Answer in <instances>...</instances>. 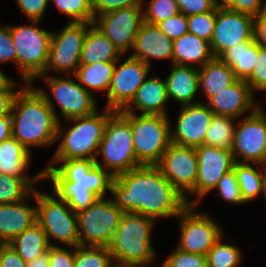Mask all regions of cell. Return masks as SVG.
<instances>
[{"mask_svg":"<svg viewBox=\"0 0 266 267\" xmlns=\"http://www.w3.org/2000/svg\"><path fill=\"white\" fill-rule=\"evenodd\" d=\"M110 192L119 209L152 219L177 218L189 205L155 165L141 166L114 177Z\"/></svg>","mask_w":266,"mask_h":267,"instance_id":"1","label":"cell"},{"mask_svg":"<svg viewBox=\"0 0 266 267\" xmlns=\"http://www.w3.org/2000/svg\"><path fill=\"white\" fill-rule=\"evenodd\" d=\"M61 166L55 167V163ZM44 169V178L51 179L53 193L65 200L70 208L78 213L87 209L106 191H111L114 177L109 171L89 159L53 160Z\"/></svg>","mask_w":266,"mask_h":267,"instance_id":"2","label":"cell"},{"mask_svg":"<svg viewBox=\"0 0 266 267\" xmlns=\"http://www.w3.org/2000/svg\"><path fill=\"white\" fill-rule=\"evenodd\" d=\"M26 84L15 97L11 121L12 136L27 150L30 146H50L57 141L59 118L46 92Z\"/></svg>","mask_w":266,"mask_h":267,"instance_id":"3","label":"cell"},{"mask_svg":"<svg viewBox=\"0 0 266 267\" xmlns=\"http://www.w3.org/2000/svg\"><path fill=\"white\" fill-rule=\"evenodd\" d=\"M153 223L152 218L124 212L108 246L113 260L142 267L153 261L156 256L150 240Z\"/></svg>","mask_w":266,"mask_h":267,"instance_id":"4","label":"cell"},{"mask_svg":"<svg viewBox=\"0 0 266 267\" xmlns=\"http://www.w3.org/2000/svg\"><path fill=\"white\" fill-rule=\"evenodd\" d=\"M98 154L102 155L104 163L96 160V165L104 170L110 169L113 177L143 166L133 147L131 113L115 111L108 118Z\"/></svg>","mask_w":266,"mask_h":267,"instance_id":"5","label":"cell"},{"mask_svg":"<svg viewBox=\"0 0 266 267\" xmlns=\"http://www.w3.org/2000/svg\"><path fill=\"white\" fill-rule=\"evenodd\" d=\"M115 111L105 108L102 114L97 113L69 119L75 122L63 135L60 122L57 126V140L63 137L53 160L68 159H89L96 161L100 142L103 138L104 130L108 118Z\"/></svg>","mask_w":266,"mask_h":267,"instance_id":"6","label":"cell"},{"mask_svg":"<svg viewBox=\"0 0 266 267\" xmlns=\"http://www.w3.org/2000/svg\"><path fill=\"white\" fill-rule=\"evenodd\" d=\"M38 23L39 21L32 20L33 25L10 26L16 49V65L26 84H31L32 80L45 71L49 57L52 33L36 26Z\"/></svg>","mask_w":266,"mask_h":267,"instance_id":"7","label":"cell"},{"mask_svg":"<svg viewBox=\"0 0 266 267\" xmlns=\"http://www.w3.org/2000/svg\"><path fill=\"white\" fill-rule=\"evenodd\" d=\"M168 116L131 113L133 147L137 160L143 166L156 165L170 141Z\"/></svg>","mask_w":266,"mask_h":267,"instance_id":"8","label":"cell"},{"mask_svg":"<svg viewBox=\"0 0 266 267\" xmlns=\"http://www.w3.org/2000/svg\"><path fill=\"white\" fill-rule=\"evenodd\" d=\"M103 198L99 197L87 209L76 213L81 246L108 247L113 240L124 211L113 199Z\"/></svg>","mask_w":266,"mask_h":267,"instance_id":"9","label":"cell"},{"mask_svg":"<svg viewBox=\"0 0 266 267\" xmlns=\"http://www.w3.org/2000/svg\"><path fill=\"white\" fill-rule=\"evenodd\" d=\"M37 201V222L49 238L76 247L80 245L79 228L76 213L65 200L34 190Z\"/></svg>","mask_w":266,"mask_h":267,"instance_id":"10","label":"cell"},{"mask_svg":"<svg viewBox=\"0 0 266 267\" xmlns=\"http://www.w3.org/2000/svg\"><path fill=\"white\" fill-rule=\"evenodd\" d=\"M92 25L93 23L70 22L60 33H52L47 66L41 75H46L49 69L68 74L72 70L76 72L87 30Z\"/></svg>","mask_w":266,"mask_h":267,"instance_id":"11","label":"cell"},{"mask_svg":"<svg viewBox=\"0 0 266 267\" xmlns=\"http://www.w3.org/2000/svg\"><path fill=\"white\" fill-rule=\"evenodd\" d=\"M252 113L235 127L232 154L237 163L252 162L266 166V114L262 108ZM240 157L246 162L238 161Z\"/></svg>","mask_w":266,"mask_h":267,"instance_id":"12","label":"cell"},{"mask_svg":"<svg viewBox=\"0 0 266 267\" xmlns=\"http://www.w3.org/2000/svg\"><path fill=\"white\" fill-rule=\"evenodd\" d=\"M193 208L194 205H188L177 216L181 220V237L177 249L186 253L206 256L222 237V231L208 214L195 213Z\"/></svg>","mask_w":266,"mask_h":267,"instance_id":"13","label":"cell"},{"mask_svg":"<svg viewBox=\"0 0 266 267\" xmlns=\"http://www.w3.org/2000/svg\"><path fill=\"white\" fill-rule=\"evenodd\" d=\"M163 176L186 198L196 186L198 156L195 147L170 143L167 150L155 165Z\"/></svg>","mask_w":266,"mask_h":267,"instance_id":"14","label":"cell"},{"mask_svg":"<svg viewBox=\"0 0 266 267\" xmlns=\"http://www.w3.org/2000/svg\"><path fill=\"white\" fill-rule=\"evenodd\" d=\"M141 8L130 6L96 16L93 25L123 54L129 48L133 49L135 37L143 23Z\"/></svg>","mask_w":266,"mask_h":267,"instance_id":"15","label":"cell"},{"mask_svg":"<svg viewBox=\"0 0 266 267\" xmlns=\"http://www.w3.org/2000/svg\"><path fill=\"white\" fill-rule=\"evenodd\" d=\"M254 17L217 6V18L210 45L215 58L228 48L254 40Z\"/></svg>","mask_w":266,"mask_h":267,"instance_id":"16","label":"cell"},{"mask_svg":"<svg viewBox=\"0 0 266 267\" xmlns=\"http://www.w3.org/2000/svg\"><path fill=\"white\" fill-rule=\"evenodd\" d=\"M149 71L150 66L132 56H129L119 68L115 65L107 91L106 108L114 111L123 110L133 100Z\"/></svg>","mask_w":266,"mask_h":267,"instance_id":"17","label":"cell"},{"mask_svg":"<svg viewBox=\"0 0 266 267\" xmlns=\"http://www.w3.org/2000/svg\"><path fill=\"white\" fill-rule=\"evenodd\" d=\"M198 156V174L196 186L191 192L198 196L196 200L189 201V205L199 202L200 198L212 191L225 173L233 169L235 163L232 150L216 148L203 144L196 147Z\"/></svg>","mask_w":266,"mask_h":267,"instance_id":"18","label":"cell"},{"mask_svg":"<svg viewBox=\"0 0 266 267\" xmlns=\"http://www.w3.org/2000/svg\"><path fill=\"white\" fill-rule=\"evenodd\" d=\"M38 78H46L50 91H52L66 120L88 116L97 111L92 92L89 93L75 80L51 78V76L46 77V75H39L36 79Z\"/></svg>","mask_w":266,"mask_h":267,"instance_id":"19","label":"cell"},{"mask_svg":"<svg viewBox=\"0 0 266 267\" xmlns=\"http://www.w3.org/2000/svg\"><path fill=\"white\" fill-rule=\"evenodd\" d=\"M213 115L207 104L202 102L181 105L176 128L170 130L171 143L195 148L203 145Z\"/></svg>","mask_w":266,"mask_h":267,"instance_id":"20","label":"cell"},{"mask_svg":"<svg viewBox=\"0 0 266 267\" xmlns=\"http://www.w3.org/2000/svg\"><path fill=\"white\" fill-rule=\"evenodd\" d=\"M254 95L245 80H236L229 87L223 89L208 100L207 105L214 114L227 116L233 119L238 118L245 111L256 110Z\"/></svg>","mask_w":266,"mask_h":267,"instance_id":"21","label":"cell"},{"mask_svg":"<svg viewBox=\"0 0 266 267\" xmlns=\"http://www.w3.org/2000/svg\"><path fill=\"white\" fill-rule=\"evenodd\" d=\"M133 58L150 66V58L168 59L173 62V40L164 35L157 24L143 21L135 37Z\"/></svg>","mask_w":266,"mask_h":267,"instance_id":"22","label":"cell"},{"mask_svg":"<svg viewBox=\"0 0 266 267\" xmlns=\"http://www.w3.org/2000/svg\"><path fill=\"white\" fill-rule=\"evenodd\" d=\"M37 222V207L25 199L16 203L0 204V244H9Z\"/></svg>","mask_w":266,"mask_h":267,"instance_id":"23","label":"cell"},{"mask_svg":"<svg viewBox=\"0 0 266 267\" xmlns=\"http://www.w3.org/2000/svg\"><path fill=\"white\" fill-rule=\"evenodd\" d=\"M168 100L166 81L150 77L137 89L133 100L121 111L133 113V106L140 110L141 114L167 116L165 104ZM130 106H132L130 108Z\"/></svg>","mask_w":266,"mask_h":267,"instance_id":"24","label":"cell"},{"mask_svg":"<svg viewBox=\"0 0 266 267\" xmlns=\"http://www.w3.org/2000/svg\"><path fill=\"white\" fill-rule=\"evenodd\" d=\"M214 58L210 42L192 33L187 32L173 41L172 64L191 66L192 63H199V67H203Z\"/></svg>","mask_w":266,"mask_h":267,"instance_id":"25","label":"cell"},{"mask_svg":"<svg viewBox=\"0 0 266 267\" xmlns=\"http://www.w3.org/2000/svg\"><path fill=\"white\" fill-rule=\"evenodd\" d=\"M172 66L173 69L165 80L168 99L172 97L182 105L200 103L194 102V97L199 90L198 68L175 64Z\"/></svg>","mask_w":266,"mask_h":267,"instance_id":"26","label":"cell"},{"mask_svg":"<svg viewBox=\"0 0 266 267\" xmlns=\"http://www.w3.org/2000/svg\"><path fill=\"white\" fill-rule=\"evenodd\" d=\"M121 53L94 25L90 26L81 50L80 64L119 62Z\"/></svg>","mask_w":266,"mask_h":267,"instance_id":"27","label":"cell"},{"mask_svg":"<svg viewBox=\"0 0 266 267\" xmlns=\"http://www.w3.org/2000/svg\"><path fill=\"white\" fill-rule=\"evenodd\" d=\"M236 80L231 67L219 58H214L198 68V86L199 89L202 87L208 100Z\"/></svg>","mask_w":266,"mask_h":267,"instance_id":"28","label":"cell"},{"mask_svg":"<svg viewBox=\"0 0 266 267\" xmlns=\"http://www.w3.org/2000/svg\"><path fill=\"white\" fill-rule=\"evenodd\" d=\"M257 55L258 43L252 40L228 48L218 58L231 67L236 79L246 81L252 74Z\"/></svg>","mask_w":266,"mask_h":267,"instance_id":"29","label":"cell"},{"mask_svg":"<svg viewBox=\"0 0 266 267\" xmlns=\"http://www.w3.org/2000/svg\"><path fill=\"white\" fill-rule=\"evenodd\" d=\"M30 151L13 136L0 143V173L26 177L29 167Z\"/></svg>","mask_w":266,"mask_h":267,"instance_id":"30","label":"cell"},{"mask_svg":"<svg viewBox=\"0 0 266 267\" xmlns=\"http://www.w3.org/2000/svg\"><path fill=\"white\" fill-rule=\"evenodd\" d=\"M10 246L27 263L48 251L50 244L47 235L38 222L27 228L10 243Z\"/></svg>","mask_w":266,"mask_h":267,"instance_id":"31","label":"cell"},{"mask_svg":"<svg viewBox=\"0 0 266 267\" xmlns=\"http://www.w3.org/2000/svg\"><path fill=\"white\" fill-rule=\"evenodd\" d=\"M43 178V170L31 178L0 173V204L16 203L32 197L35 190L32 185Z\"/></svg>","mask_w":266,"mask_h":267,"instance_id":"32","label":"cell"},{"mask_svg":"<svg viewBox=\"0 0 266 267\" xmlns=\"http://www.w3.org/2000/svg\"><path fill=\"white\" fill-rule=\"evenodd\" d=\"M116 63L97 61L93 64H80L73 74L81 82L80 85L89 93L102 89L108 90Z\"/></svg>","mask_w":266,"mask_h":267,"instance_id":"33","label":"cell"},{"mask_svg":"<svg viewBox=\"0 0 266 267\" xmlns=\"http://www.w3.org/2000/svg\"><path fill=\"white\" fill-rule=\"evenodd\" d=\"M260 167L259 171L255 170L249 163L235 162L233 165L242 199L245 203L252 201L262 193L266 166L261 165Z\"/></svg>","mask_w":266,"mask_h":267,"instance_id":"34","label":"cell"},{"mask_svg":"<svg viewBox=\"0 0 266 267\" xmlns=\"http://www.w3.org/2000/svg\"><path fill=\"white\" fill-rule=\"evenodd\" d=\"M233 120L235 119L214 114L205 134L204 144L216 148L231 149L235 132Z\"/></svg>","mask_w":266,"mask_h":267,"instance_id":"35","label":"cell"},{"mask_svg":"<svg viewBox=\"0 0 266 267\" xmlns=\"http://www.w3.org/2000/svg\"><path fill=\"white\" fill-rule=\"evenodd\" d=\"M113 257L109 247L76 246L73 267H110Z\"/></svg>","mask_w":266,"mask_h":267,"instance_id":"36","label":"cell"},{"mask_svg":"<svg viewBox=\"0 0 266 267\" xmlns=\"http://www.w3.org/2000/svg\"><path fill=\"white\" fill-rule=\"evenodd\" d=\"M223 236L206 255L207 267H237L241 261L240 250L231 244L221 243Z\"/></svg>","mask_w":266,"mask_h":267,"instance_id":"37","label":"cell"},{"mask_svg":"<svg viewBox=\"0 0 266 267\" xmlns=\"http://www.w3.org/2000/svg\"><path fill=\"white\" fill-rule=\"evenodd\" d=\"M60 12L72 18V23H93L91 0H52Z\"/></svg>","mask_w":266,"mask_h":267,"instance_id":"38","label":"cell"},{"mask_svg":"<svg viewBox=\"0 0 266 267\" xmlns=\"http://www.w3.org/2000/svg\"><path fill=\"white\" fill-rule=\"evenodd\" d=\"M143 10V21L150 24H159L162 21L180 13L178 4L175 0H151Z\"/></svg>","mask_w":266,"mask_h":267,"instance_id":"39","label":"cell"},{"mask_svg":"<svg viewBox=\"0 0 266 267\" xmlns=\"http://www.w3.org/2000/svg\"><path fill=\"white\" fill-rule=\"evenodd\" d=\"M217 18V7L210 12L187 16L188 32L211 41Z\"/></svg>","mask_w":266,"mask_h":267,"instance_id":"40","label":"cell"},{"mask_svg":"<svg viewBox=\"0 0 266 267\" xmlns=\"http://www.w3.org/2000/svg\"><path fill=\"white\" fill-rule=\"evenodd\" d=\"M214 189L219 190V195L225 201L233 204L245 203L242 199L240 187L234 169L228 171L219 180Z\"/></svg>","mask_w":266,"mask_h":267,"instance_id":"41","label":"cell"},{"mask_svg":"<svg viewBox=\"0 0 266 267\" xmlns=\"http://www.w3.org/2000/svg\"><path fill=\"white\" fill-rule=\"evenodd\" d=\"M161 267H207L206 256L174 250Z\"/></svg>","mask_w":266,"mask_h":267,"instance_id":"42","label":"cell"},{"mask_svg":"<svg viewBox=\"0 0 266 267\" xmlns=\"http://www.w3.org/2000/svg\"><path fill=\"white\" fill-rule=\"evenodd\" d=\"M252 92L266 90V48L258 44L257 60L251 76L246 80Z\"/></svg>","mask_w":266,"mask_h":267,"instance_id":"43","label":"cell"},{"mask_svg":"<svg viewBox=\"0 0 266 267\" xmlns=\"http://www.w3.org/2000/svg\"><path fill=\"white\" fill-rule=\"evenodd\" d=\"M158 27L164 35L174 41L188 32L187 16L180 12L160 22Z\"/></svg>","mask_w":266,"mask_h":267,"instance_id":"44","label":"cell"},{"mask_svg":"<svg viewBox=\"0 0 266 267\" xmlns=\"http://www.w3.org/2000/svg\"><path fill=\"white\" fill-rule=\"evenodd\" d=\"M221 3H218L222 7L227 9L245 13L251 16H256L261 13L264 9H266V1L265 3L262 0H220ZM263 3V4H262Z\"/></svg>","mask_w":266,"mask_h":267,"instance_id":"45","label":"cell"},{"mask_svg":"<svg viewBox=\"0 0 266 267\" xmlns=\"http://www.w3.org/2000/svg\"><path fill=\"white\" fill-rule=\"evenodd\" d=\"M143 0H91L94 18L98 16L130 6H143Z\"/></svg>","mask_w":266,"mask_h":267,"instance_id":"46","label":"cell"},{"mask_svg":"<svg viewBox=\"0 0 266 267\" xmlns=\"http://www.w3.org/2000/svg\"><path fill=\"white\" fill-rule=\"evenodd\" d=\"M179 10L186 16L213 11L219 4L217 0H175Z\"/></svg>","mask_w":266,"mask_h":267,"instance_id":"47","label":"cell"},{"mask_svg":"<svg viewBox=\"0 0 266 267\" xmlns=\"http://www.w3.org/2000/svg\"><path fill=\"white\" fill-rule=\"evenodd\" d=\"M7 61H13L16 64V49L8 25L0 26V63Z\"/></svg>","mask_w":266,"mask_h":267,"instance_id":"48","label":"cell"},{"mask_svg":"<svg viewBox=\"0 0 266 267\" xmlns=\"http://www.w3.org/2000/svg\"><path fill=\"white\" fill-rule=\"evenodd\" d=\"M73 252L63 249L60 246L49 247L50 267H73L75 258V247Z\"/></svg>","mask_w":266,"mask_h":267,"instance_id":"49","label":"cell"},{"mask_svg":"<svg viewBox=\"0 0 266 267\" xmlns=\"http://www.w3.org/2000/svg\"><path fill=\"white\" fill-rule=\"evenodd\" d=\"M19 8L32 21H40L49 0H16Z\"/></svg>","mask_w":266,"mask_h":267,"instance_id":"50","label":"cell"},{"mask_svg":"<svg viewBox=\"0 0 266 267\" xmlns=\"http://www.w3.org/2000/svg\"><path fill=\"white\" fill-rule=\"evenodd\" d=\"M17 83L11 81L7 86L0 89V117L11 116L14 100L19 91L13 90Z\"/></svg>","mask_w":266,"mask_h":267,"instance_id":"51","label":"cell"},{"mask_svg":"<svg viewBox=\"0 0 266 267\" xmlns=\"http://www.w3.org/2000/svg\"><path fill=\"white\" fill-rule=\"evenodd\" d=\"M1 267H26V262L9 244H0Z\"/></svg>","mask_w":266,"mask_h":267,"instance_id":"52","label":"cell"},{"mask_svg":"<svg viewBox=\"0 0 266 267\" xmlns=\"http://www.w3.org/2000/svg\"><path fill=\"white\" fill-rule=\"evenodd\" d=\"M254 40L266 48V9L254 16Z\"/></svg>","mask_w":266,"mask_h":267,"instance_id":"53","label":"cell"},{"mask_svg":"<svg viewBox=\"0 0 266 267\" xmlns=\"http://www.w3.org/2000/svg\"><path fill=\"white\" fill-rule=\"evenodd\" d=\"M12 136L11 116L0 117V143Z\"/></svg>","mask_w":266,"mask_h":267,"instance_id":"54","label":"cell"},{"mask_svg":"<svg viewBox=\"0 0 266 267\" xmlns=\"http://www.w3.org/2000/svg\"><path fill=\"white\" fill-rule=\"evenodd\" d=\"M26 267H50L49 249L45 253L26 263Z\"/></svg>","mask_w":266,"mask_h":267,"instance_id":"55","label":"cell"},{"mask_svg":"<svg viewBox=\"0 0 266 267\" xmlns=\"http://www.w3.org/2000/svg\"><path fill=\"white\" fill-rule=\"evenodd\" d=\"M12 80L0 70V89L7 86Z\"/></svg>","mask_w":266,"mask_h":267,"instance_id":"56","label":"cell"},{"mask_svg":"<svg viewBox=\"0 0 266 267\" xmlns=\"http://www.w3.org/2000/svg\"><path fill=\"white\" fill-rule=\"evenodd\" d=\"M110 267H142L140 265H134V264H121V263H113Z\"/></svg>","mask_w":266,"mask_h":267,"instance_id":"57","label":"cell"},{"mask_svg":"<svg viewBox=\"0 0 266 267\" xmlns=\"http://www.w3.org/2000/svg\"><path fill=\"white\" fill-rule=\"evenodd\" d=\"M262 194L266 200V172H265V177H264V181H263V189H262Z\"/></svg>","mask_w":266,"mask_h":267,"instance_id":"58","label":"cell"}]
</instances>
